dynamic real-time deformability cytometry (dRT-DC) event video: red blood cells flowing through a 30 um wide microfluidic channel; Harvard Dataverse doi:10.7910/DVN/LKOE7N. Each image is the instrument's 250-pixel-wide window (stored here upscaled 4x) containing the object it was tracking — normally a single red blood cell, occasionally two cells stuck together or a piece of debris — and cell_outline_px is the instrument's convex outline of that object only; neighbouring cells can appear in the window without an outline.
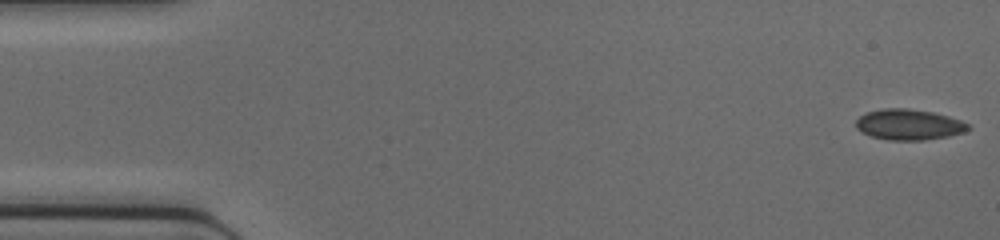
{"species": "common noctule bat (a hibernating species)", "species_latin": "Nyctalus noctula", "temperature_condition": "cold", "stored_images_in_passage": 46, "camera_frame_rate_fps": 3000, "um_per_image_px": 0.085, "animal": {"sex": "female", "body_mass_g": 17.0, "forearm_length_mm": 48.0}, "frame": {"image": 1, "passage_image": 1, "time_ms": 0.0, "image_size_px": [1000, 240], "cell_outline_px": [[972, 128], [964, 132], [948, 136], [924, 140], [888, 140], [872, 136], [860, 132], [856, 128], [856, 120], [860, 116], [868, 112], [884, 108], [908, 108], [932, 112], [948, 116], [960, 120], [968, 124]], "centroid_in_image_um": [77.25, 10.59], "position_along_channel_um": 7.8, "area_um2": 20.06}}
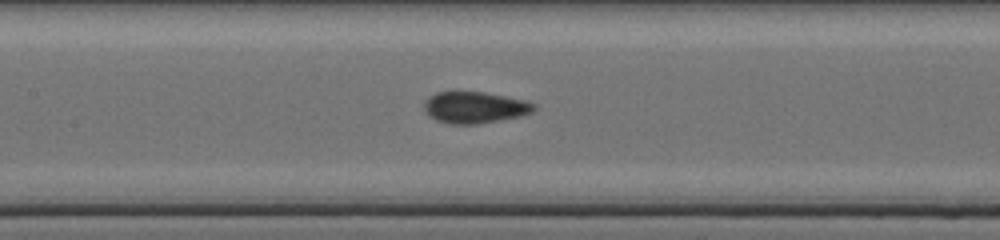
{"frame": {"image": 2, "passage_image": 21, "time_ms": 6.667, "image_size_px": [1000, 240], "cell_outline_px": [[536, 108], [532, 112], [520, 116], [500, 120], [476, 124], [452, 124], [436, 120], [428, 116], [424, 108], [424, 100], [428, 96], [436, 92], [452, 88], [456, 88], [484, 92], [528, 100], [536, 104]], "centroid_in_image_um": [40.31, 9.07], "position_along_channel_um": 167.1, "area_um2": 21.1}}
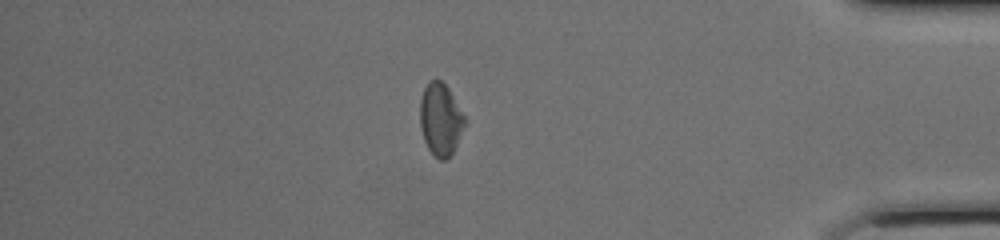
{"frame": {"image": 3, "passage_image": 39, "time_ms": 12.667, "image_size_px": [1000, 240], "cell_outline_px": [[468, 120], [452, 152], [444, 160], [440, 160], [432, 156], [424, 140], [420, 128], [420, 100], [424, 88], [428, 80], [440, 80], [448, 88]], "centroid_in_image_um": [37.44, 10.15], "position_along_channel_um": 397.8, "area_um2": 18.96}}